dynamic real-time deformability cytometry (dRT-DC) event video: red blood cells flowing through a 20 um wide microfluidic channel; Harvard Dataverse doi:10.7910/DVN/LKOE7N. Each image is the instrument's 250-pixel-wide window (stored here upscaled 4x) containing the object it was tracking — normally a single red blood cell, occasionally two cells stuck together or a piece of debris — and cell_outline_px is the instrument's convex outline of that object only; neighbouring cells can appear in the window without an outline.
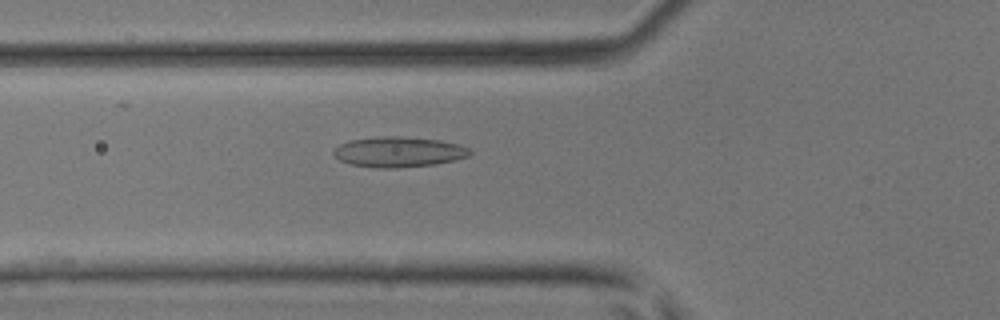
{"species": "common noctule bat (a hibernating species)", "species_latin": "Nyctalus noctula", "temperature_condition": "room temperature", "stored_images_in_passage": 49, "camera_frame_rate_fps": 3000, "um_per_image_px": 0.085, "animal": {"sex": "male", "body_mass_g": 17.9, "forearm_length_mm": 54.2}, "frame": {"image": 1, "passage_image": 18, "time_ms": 5.667, "image_size_px": [1000, 320], "cell_outline_px": [[472, 152], [468, 156], [452, 160], [432, 164], [396, 168], [376, 168], [348, 164], [340, 160], [332, 152], [340, 144], [348, 140], [380, 136], [400, 136], [440, 140], [460, 144], [468, 148]], "centroid_in_image_um": [33.85, 12.9], "position_along_channel_um": 91.9, "area_um2": 24.04}}
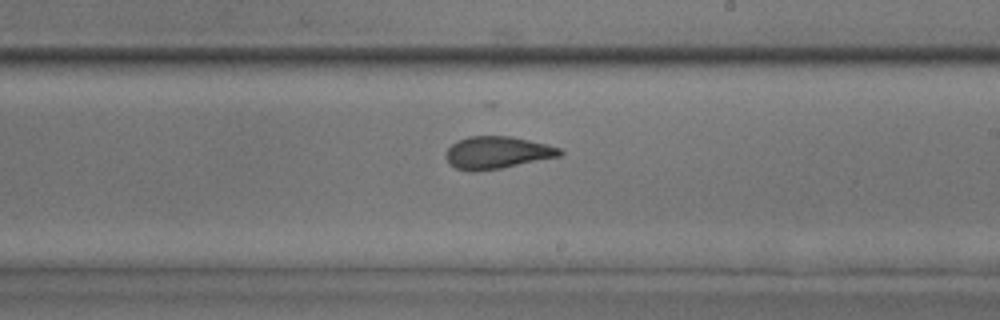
{"frame": {"image": 2, "passage_image": 29, "time_ms": 9.333, "image_size_px": [1000, 320], "cell_outline_px": [[564, 152], [560, 156], [500, 168], [472, 172], [468, 172], [456, 168], [448, 164], [444, 156], [448, 148], [456, 140], [468, 136], [512, 136], [560, 148]], "centroid_in_image_um": [42.19, 12.97], "position_along_channel_um": 246.8, "area_um2": 21.5}}
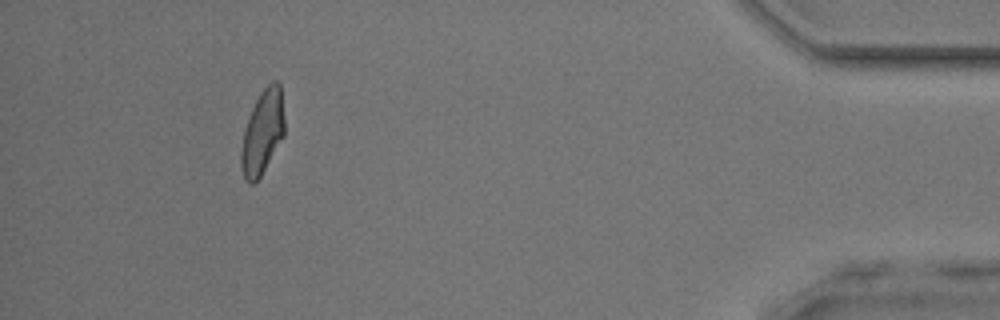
{"frame": {"image": 3, "passage_image": 45, "time_ms": 14.667, "image_size_px": [1000, 320], "cell_outline_px": [[284, 136], [260, 176], [252, 184], [248, 184], [244, 176], [240, 164], [240, 152], [244, 128], [252, 108], [260, 92], [272, 80], [276, 80], [280, 84], [284, 120]], "centroid_in_image_um": [22.3, 11.22], "position_along_channel_um": 412.9, "area_um2": 21.15}, "authors_computed_cell_mechanics": {"area_um2": 22.253, "velocity_mm_per_s": 4.2283, "shape_relaxation_time_tau1_ms": 7.5004, "shape_relaxation_time_tau2_ms": 1.5539, "deformation_change_tau1": 0.1934, "deformation_change_tau2": 0.1011}}